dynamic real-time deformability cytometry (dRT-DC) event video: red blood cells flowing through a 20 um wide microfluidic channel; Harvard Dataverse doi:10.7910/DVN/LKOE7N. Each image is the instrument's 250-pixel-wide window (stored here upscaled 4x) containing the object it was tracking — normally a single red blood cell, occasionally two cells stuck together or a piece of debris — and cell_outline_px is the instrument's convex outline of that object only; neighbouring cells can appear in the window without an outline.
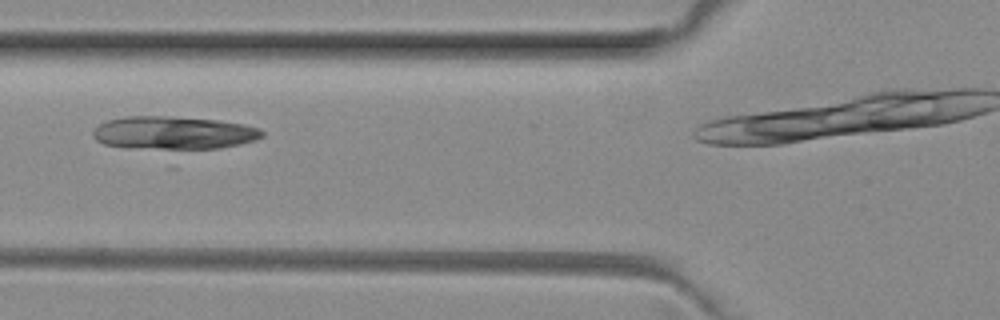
{"species": "common noctule bat (a hibernating species)", "species_latin": "Nyctalus noctula", "temperature_condition": "room temperature", "stored_images_in_passage": 4, "camera_frame_rate_fps": 3000, "um_per_image_px": 0.085, "animal": {"sex": "female", "body_mass_g": 29.2, "forearm_length_mm": 56.3}, "frame": {"image": 1, "passage_image": 3, "time_ms": 0.667, "image_size_px": [1000, 320], "cell_outline_px": [[264, 136], [256, 140], [240, 144], [220, 148], [176, 152], [172, 152], [104, 144], [96, 140], [92, 136], [92, 132], [100, 124], [108, 120], [124, 116], [168, 116], [216, 120], [244, 124], [260, 128], [264, 132]], "centroid_in_image_um": [14.79, 11.33], "position_along_channel_um": 111.0, "area_um2": 33.58}}